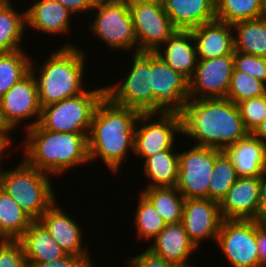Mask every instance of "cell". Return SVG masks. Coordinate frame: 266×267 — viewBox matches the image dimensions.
Segmentation results:
<instances>
[{"instance_id": "obj_1", "label": "cell", "mask_w": 266, "mask_h": 267, "mask_svg": "<svg viewBox=\"0 0 266 267\" xmlns=\"http://www.w3.org/2000/svg\"><path fill=\"white\" fill-rule=\"evenodd\" d=\"M181 118V135L194 139L195 146L225 151L250 134L238 105L227 98L189 100Z\"/></svg>"}, {"instance_id": "obj_2", "label": "cell", "mask_w": 266, "mask_h": 267, "mask_svg": "<svg viewBox=\"0 0 266 267\" xmlns=\"http://www.w3.org/2000/svg\"><path fill=\"white\" fill-rule=\"evenodd\" d=\"M139 115L137 110L115 104L105 95L93 114L87 139L90 163L100 157L112 173L119 172L128 150L134 152Z\"/></svg>"}, {"instance_id": "obj_3", "label": "cell", "mask_w": 266, "mask_h": 267, "mask_svg": "<svg viewBox=\"0 0 266 267\" xmlns=\"http://www.w3.org/2000/svg\"><path fill=\"white\" fill-rule=\"evenodd\" d=\"M22 141L24 160L31 166L53 176L89 163L88 135L53 132L38 124L27 129Z\"/></svg>"}, {"instance_id": "obj_4", "label": "cell", "mask_w": 266, "mask_h": 267, "mask_svg": "<svg viewBox=\"0 0 266 267\" xmlns=\"http://www.w3.org/2000/svg\"><path fill=\"white\" fill-rule=\"evenodd\" d=\"M85 53L84 50L67 43L59 50L53 51L45 63L41 64L38 76L31 62L30 71L37 84L41 107L75 97L85 91Z\"/></svg>"}, {"instance_id": "obj_5", "label": "cell", "mask_w": 266, "mask_h": 267, "mask_svg": "<svg viewBox=\"0 0 266 267\" xmlns=\"http://www.w3.org/2000/svg\"><path fill=\"white\" fill-rule=\"evenodd\" d=\"M24 159L16 168H0V188L35 221L57 200L49 176Z\"/></svg>"}, {"instance_id": "obj_6", "label": "cell", "mask_w": 266, "mask_h": 267, "mask_svg": "<svg viewBox=\"0 0 266 267\" xmlns=\"http://www.w3.org/2000/svg\"><path fill=\"white\" fill-rule=\"evenodd\" d=\"M104 96L105 87H99L42 107L38 125L53 132L89 134L93 114Z\"/></svg>"}, {"instance_id": "obj_7", "label": "cell", "mask_w": 266, "mask_h": 267, "mask_svg": "<svg viewBox=\"0 0 266 267\" xmlns=\"http://www.w3.org/2000/svg\"><path fill=\"white\" fill-rule=\"evenodd\" d=\"M93 11H97L91 32L99 37L108 49H124L138 52V42L134 30L129 5L124 0H98Z\"/></svg>"}, {"instance_id": "obj_8", "label": "cell", "mask_w": 266, "mask_h": 267, "mask_svg": "<svg viewBox=\"0 0 266 267\" xmlns=\"http://www.w3.org/2000/svg\"><path fill=\"white\" fill-rule=\"evenodd\" d=\"M133 63L126 79L105 87V95L115 104L153 113L151 89V52L133 53Z\"/></svg>"}, {"instance_id": "obj_9", "label": "cell", "mask_w": 266, "mask_h": 267, "mask_svg": "<svg viewBox=\"0 0 266 267\" xmlns=\"http://www.w3.org/2000/svg\"><path fill=\"white\" fill-rule=\"evenodd\" d=\"M137 123L134 154L143 159L172 149L177 139L175 136L182 134V118L178 113H140Z\"/></svg>"}, {"instance_id": "obj_10", "label": "cell", "mask_w": 266, "mask_h": 267, "mask_svg": "<svg viewBox=\"0 0 266 267\" xmlns=\"http://www.w3.org/2000/svg\"><path fill=\"white\" fill-rule=\"evenodd\" d=\"M151 89L153 113L181 114L189 101V81L155 52H151Z\"/></svg>"}, {"instance_id": "obj_11", "label": "cell", "mask_w": 266, "mask_h": 267, "mask_svg": "<svg viewBox=\"0 0 266 267\" xmlns=\"http://www.w3.org/2000/svg\"><path fill=\"white\" fill-rule=\"evenodd\" d=\"M216 244L232 267H260L256 220L223 219Z\"/></svg>"}, {"instance_id": "obj_12", "label": "cell", "mask_w": 266, "mask_h": 267, "mask_svg": "<svg viewBox=\"0 0 266 267\" xmlns=\"http://www.w3.org/2000/svg\"><path fill=\"white\" fill-rule=\"evenodd\" d=\"M221 150L195 146L179 151L176 188L185 199L208 198V188L215 159Z\"/></svg>"}, {"instance_id": "obj_13", "label": "cell", "mask_w": 266, "mask_h": 267, "mask_svg": "<svg viewBox=\"0 0 266 267\" xmlns=\"http://www.w3.org/2000/svg\"><path fill=\"white\" fill-rule=\"evenodd\" d=\"M41 109L37 84L30 71L0 98V122L11 132L25 119L35 117L36 120L25 126L27 130L39 123Z\"/></svg>"}, {"instance_id": "obj_14", "label": "cell", "mask_w": 266, "mask_h": 267, "mask_svg": "<svg viewBox=\"0 0 266 267\" xmlns=\"http://www.w3.org/2000/svg\"><path fill=\"white\" fill-rule=\"evenodd\" d=\"M132 15L138 52H155L177 30L162 4H128Z\"/></svg>"}, {"instance_id": "obj_15", "label": "cell", "mask_w": 266, "mask_h": 267, "mask_svg": "<svg viewBox=\"0 0 266 267\" xmlns=\"http://www.w3.org/2000/svg\"><path fill=\"white\" fill-rule=\"evenodd\" d=\"M233 70V55L198 59L189 80V100L226 98Z\"/></svg>"}, {"instance_id": "obj_16", "label": "cell", "mask_w": 266, "mask_h": 267, "mask_svg": "<svg viewBox=\"0 0 266 267\" xmlns=\"http://www.w3.org/2000/svg\"><path fill=\"white\" fill-rule=\"evenodd\" d=\"M222 221L217 201L208 198L185 199L181 223L197 248L205 239L216 243Z\"/></svg>"}, {"instance_id": "obj_17", "label": "cell", "mask_w": 266, "mask_h": 267, "mask_svg": "<svg viewBox=\"0 0 266 267\" xmlns=\"http://www.w3.org/2000/svg\"><path fill=\"white\" fill-rule=\"evenodd\" d=\"M38 221L68 254L84 257L90 264L93 263L87 245L82 244V227H79L74 218L58 207L57 201L43 213Z\"/></svg>"}, {"instance_id": "obj_18", "label": "cell", "mask_w": 266, "mask_h": 267, "mask_svg": "<svg viewBox=\"0 0 266 267\" xmlns=\"http://www.w3.org/2000/svg\"><path fill=\"white\" fill-rule=\"evenodd\" d=\"M260 176L239 177L219 202L223 219L257 220Z\"/></svg>"}, {"instance_id": "obj_19", "label": "cell", "mask_w": 266, "mask_h": 267, "mask_svg": "<svg viewBox=\"0 0 266 267\" xmlns=\"http://www.w3.org/2000/svg\"><path fill=\"white\" fill-rule=\"evenodd\" d=\"M153 240L148 250L156 256L180 267L195 266V264L189 263V258L198 249L189 239L181 221L166 224Z\"/></svg>"}, {"instance_id": "obj_20", "label": "cell", "mask_w": 266, "mask_h": 267, "mask_svg": "<svg viewBox=\"0 0 266 267\" xmlns=\"http://www.w3.org/2000/svg\"><path fill=\"white\" fill-rule=\"evenodd\" d=\"M229 23L214 20L191 29L197 58L213 59L233 55L234 30Z\"/></svg>"}, {"instance_id": "obj_21", "label": "cell", "mask_w": 266, "mask_h": 267, "mask_svg": "<svg viewBox=\"0 0 266 267\" xmlns=\"http://www.w3.org/2000/svg\"><path fill=\"white\" fill-rule=\"evenodd\" d=\"M163 45L165 47H159L155 53L174 71L179 72L189 81L198 62L192 31L177 29Z\"/></svg>"}, {"instance_id": "obj_22", "label": "cell", "mask_w": 266, "mask_h": 267, "mask_svg": "<svg viewBox=\"0 0 266 267\" xmlns=\"http://www.w3.org/2000/svg\"><path fill=\"white\" fill-rule=\"evenodd\" d=\"M162 6L176 29L191 30L216 20L212 0H163Z\"/></svg>"}, {"instance_id": "obj_23", "label": "cell", "mask_w": 266, "mask_h": 267, "mask_svg": "<svg viewBox=\"0 0 266 267\" xmlns=\"http://www.w3.org/2000/svg\"><path fill=\"white\" fill-rule=\"evenodd\" d=\"M72 14L55 0H35L26 9V27L46 34H65L71 29Z\"/></svg>"}, {"instance_id": "obj_24", "label": "cell", "mask_w": 266, "mask_h": 267, "mask_svg": "<svg viewBox=\"0 0 266 267\" xmlns=\"http://www.w3.org/2000/svg\"><path fill=\"white\" fill-rule=\"evenodd\" d=\"M225 152L239 177H257L266 169V145L251 134L231 144Z\"/></svg>"}, {"instance_id": "obj_25", "label": "cell", "mask_w": 266, "mask_h": 267, "mask_svg": "<svg viewBox=\"0 0 266 267\" xmlns=\"http://www.w3.org/2000/svg\"><path fill=\"white\" fill-rule=\"evenodd\" d=\"M19 240L23 245L28 263L50 262L68 254L38 220L30 224Z\"/></svg>"}, {"instance_id": "obj_26", "label": "cell", "mask_w": 266, "mask_h": 267, "mask_svg": "<svg viewBox=\"0 0 266 267\" xmlns=\"http://www.w3.org/2000/svg\"><path fill=\"white\" fill-rule=\"evenodd\" d=\"M172 149L155 153L144 159V174L148 177L146 188L176 187L179 173V152Z\"/></svg>"}, {"instance_id": "obj_27", "label": "cell", "mask_w": 266, "mask_h": 267, "mask_svg": "<svg viewBox=\"0 0 266 267\" xmlns=\"http://www.w3.org/2000/svg\"><path fill=\"white\" fill-rule=\"evenodd\" d=\"M234 51L266 58V21L261 17L232 25Z\"/></svg>"}, {"instance_id": "obj_28", "label": "cell", "mask_w": 266, "mask_h": 267, "mask_svg": "<svg viewBox=\"0 0 266 267\" xmlns=\"http://www.w3.org/2000/svg\"><path fill=\"white\" fill-rule=\"evenodd\" d=\"M34 220L0 188V239L19 240Z\"/></svg>"}, {"instance_id": "obj_29", "label": "cell", "mask_w": 266, "mask_h": 267, "mask_svg": "<svg viewBox=\"0 0 266 267\" xmlns=\"http://www.w3.org/2000/svg\"><path fill=\"white\" fill-rule=\"evenodd\" d=\"M12 5L0 3V54L22 49L20 43L26 32V11L19 13Z\"/></svg>"}, {"instance_id": "obj_30", "label": "cell", "mask_w": 266, "mask_h": 267, "mask_svg": "<svg viewBox=\"0 0 266 267\" xmlns=\"http://www.w3.org/2000/svg\"><path fill=\"white\" fill-rule=\"evenodd\" d=\"M168 223L181 221L185 198L176 187H153L140 192Z\"/></svg>"}, {"instance_id": "obj_31", "label": "cell", "mask_w": 266, "mask_h": 267, "mask_svg": "<svg viewBox=\"0 0 266 267\" xmlns=\"http://www.w3.org/2000/svg\"><path fill=\"white\" fill-rule=\"evenodd\" d=\"M32 61L22 49L0 54V98L30 72Z\"/></svg>"}, {"instance_id": "obj_32", "label": "cell", "mask_w": 266, "mask_h": 267, "mask_svg": "<svg viewBox=\"0 0 266 267\" xmlns=\"http://www.w3.org/2000/svg\"><path fill=\"white\" fill-rule=\"evenodd\" d=\"M238 178L230 157L225 151H221L215 159L209 182L208 199L219 203Z\"/></svg>"}, {"instance_id": "obj_33", "label": "cell", "mask_w": 266, "mask_h": 267, "mask_svg": "<svg viewBox=\"0 0 266 267\" xmlns=\"http://www.w3.org/2000/svg\"><path fill=\"white\" fill-rule=\"evenodd\" d=\"M263 0H218L216 20L231 25L261 16Z\"/></svg>"}, {"instance_id": "obj_34", "label": "cell", "mask_w": 266, "mask_h": 267, "mask_svg": "<svg viewBox=\"0 0 266 267\" xmlns=\"http://www.w3.org/2000/svg\"><path fill=\"white\" fill-rule=\"evenodd\" d=\"M134 215L137 237L144 241L154 239L166 226V222L158 214L154 206L140 193Z\"/></svg>"}, {"instance_id": "obj_35", "label": "cell", "mask_w": 266, "mask_h": 267, "mask_svg": "<svg viewBox=\"0 0 266 267\" xmlns=\"http://www.w3.org/2000/svg\"><path fill=\"white\" fill-rule=\"evenodd\" d=\"M266 95V84L251 75L233 70L226 98L233 103Z\"/></svg>"}, {"instance_id": "obj_36", "label": "cell", "mask_w": 266, "mask_h": 267, "mask_svg": "<svg viewBox=\"0 0 266 267\" xmlns=\"http://www.w3.org/2000/svg\"><path fill=\"white\" fill-rule=\"evenodd\" d=\"M237 105L244 126L251 134L266 118V95L243 100Z\"/></svg>"}, {"instance_id": "obj_37", "label": "cell", "mask_w": 266, "mask_h": 267, "mask_svg": "<svg viewBox=\"0 0 266 267\" xmlns=\"http://www.w3.org/2000/svg\"><path fill=\"white\" fill-rule=\"evenodd\" d=\"M233 61L235 70L245 72L266 84V58L234 51Z\"/></svg>"}, {"instance_id": "obj_38", "label": "cell", "mask_w": 266, "mask_h": 267, "mask_svg": "<svg viewBox=\"0 0 266 267\" xmlns=\"http://www.w3.org/2000/svg\"><path fill=\"white\" fill-rule=\"evenodd\" d=\"M0 267H29L20 240L0 239Z\"/></svg>"}, {"instance_id": "obj_39", "label": "cell", "mask_w": 266, "mask_h": 267, "mask_svg": "<svg viewBox=\"0 0 266 267\" xmlns=\"http://www.w3.org/2000/svg\"><path fill=\"white\" fill-rule=\"evenodd\" d=\"M129 267H180L179 265L166 261L146 249L139 255L128 259Z\"/></svg>"}, {"instance_id": "obj_40", "label": "cell", "mask_w": 266, "mask_h": 267, "mask_svg": "<svg viewBox=\"0 0 266 267\" xmlns=\"http://www.w3.org/2000/svg\"><path fill=\"white\" fill-rule=\"evenodd\" d=\"M90 263L81 256L67 254L61 259L44 262V263H29V267H88Z\"/></svg>"}, {"instance_id": "obj_41", "label": "cell", "mask_w": 266, "mask_h": 267, "mask_svg": "<svg viewBox=\"0 0 266 267\" xmlns=\"http://www.w3.org/2000/svg\"><path fill=\"white\" fill-rule=\"evenodd\" d=\"M65 7L71 14L92 11L98 0H55Z\"/></svg>"}, {"instance_id": "obj_42", "label": "cell", "mask_w": 266, "mask_h": 267, "mask_svg": "<svg viewBox=\"0 0 266 267\" xmlns=\"http://www.w3.org/2000/svg\"><path fill=\"white\" fill-rule=\"evenodd\" d=\"M256 240L260 267H266V223L256 220Z\"/></svg>"}, {"instance_id": "obj_43", "label": "cell", "mask_w": 266, "mask_h": 267, "mask_svg": "<svg viewBox=\"0 0 266 267\" xmlns=\"http://www.w3.org/2000/svg\"><path fill=\"white\" fill-rule=\"evenodd\" d=\"M257 221L260 223H266V169L260 175V198Z\"/></svg>"}, {"instance_id": "obj_44", "label": "cell", "mask_w": 266, "mask_h": 267, "mask_svg": "<svg viewBox=\"0 0 266 267\" xmlns=\"http://www.w3.org/2000/svg\"><path fill=\"white\" fill-rule=\"evenodd\" d=\"M13 132L10 131H0V168H1V164L3 161H1V159L3 160L4 158V154L7 151V149L10 148V145H12L13 141L11 138V135ZM9 147V148H8ZM4 153V154H3Z\"/></svg>"}, {"instance_id": "obj_45", "label": "cell", "mask_w": 266, "mask_h": 267, "mask_svg": "<svg viewBox=\"0 0 266 267\" xmlns=\"http://www.w3.org/2000/svg\"><path fill=\"white\" fill-rule=\"evenodd\" d=\"M251 135L266 145V118L257 126Z\"/></svg>"}, {"instance_id": "obj_46", "label": "cell", "mask_w": 266, "mask_h": 267, "mask_svg": "<svg viewBox=\"0 0 266 267\" xmlns=\"http://www.w3.org/2000/svg\"><path fill=\"white\" fill-rule=\"evenodd\" d=\"M128 4L131 3H154V4H162L163 0H124Z\"/></svg>"}, {"instance_id": "obj_47", "label": "cell", "mask_w": 266, "mask_h": 267, "mask_svg": "<svg viewBox=\"0 0 266 267\" xmlns=\"http://www.w3.org/2000/svg\"><path fill=\"white\" fill-rule=\"evenodd\" d=\"M264 21H266V0H263L262 13L260 16Z\"/></svg>"}, {"instance_id": "obj_48", "label": "cell", "mask_w": 266, "mask_h": 267, "mask_svg": "<svg viewBox=\"0 0 266 267\" xmlns=\"http://www.w3.org/2000/svg\"><path fill=\"white\" fill-rule=\"evenodd\" d=\"M0 131H9L8 129L4 128L3 125L0 122Z\"/></svg>"}, {"instance_id": "obj_49", "label": "cell", "mask_w": 266, "mask_h": 267, "mask_svg": "<svg viewBox=\"0 0 266 267\" xmlns=\"http://www.w3.org/2000/svg\"><path fill=\"white\" fill-rule=\"evenodd\" d=\"M0 3H11V0H0Z\"/></svg>"}, {"instance_id": "obj_50", "label": "cell", "mask_w": 266, "mask_h": 267, "mask_svg": "<svg viewBox=\"0 0 266 267\" xmlns=\"http://www.w3.org/2000/svg\"><path fill=\"white\" fill-rule=\"evenodd\" d=\"M88 267H95V266H94L93 263H92V264H90Z\"/></svg>"}]
</instances>
